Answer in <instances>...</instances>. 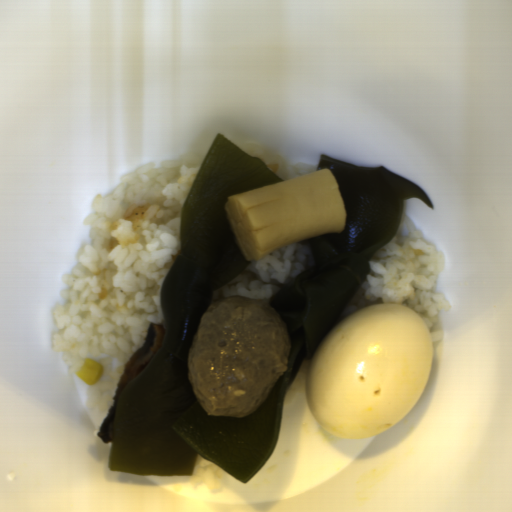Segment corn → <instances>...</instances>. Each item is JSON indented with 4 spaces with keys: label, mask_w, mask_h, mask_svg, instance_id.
Segmentation results:
<instances>
[{
    "label": "corn",
    "mask_w": 512,
    "mask_h": 512,
    "mask_svg": "<svg viewBox=\"0 0 512 512\" xmlns=\"http://www.w3.org/2000/svg\"><path fill=\"white\" fill-rule=\"evenodd\" d=\"M75 373L82 382L88 386H93L102 377L103 365L96 360L85 358L84 362Z\"/></svg>",
    "instance_id": "obj_1"
}]
</instances>
